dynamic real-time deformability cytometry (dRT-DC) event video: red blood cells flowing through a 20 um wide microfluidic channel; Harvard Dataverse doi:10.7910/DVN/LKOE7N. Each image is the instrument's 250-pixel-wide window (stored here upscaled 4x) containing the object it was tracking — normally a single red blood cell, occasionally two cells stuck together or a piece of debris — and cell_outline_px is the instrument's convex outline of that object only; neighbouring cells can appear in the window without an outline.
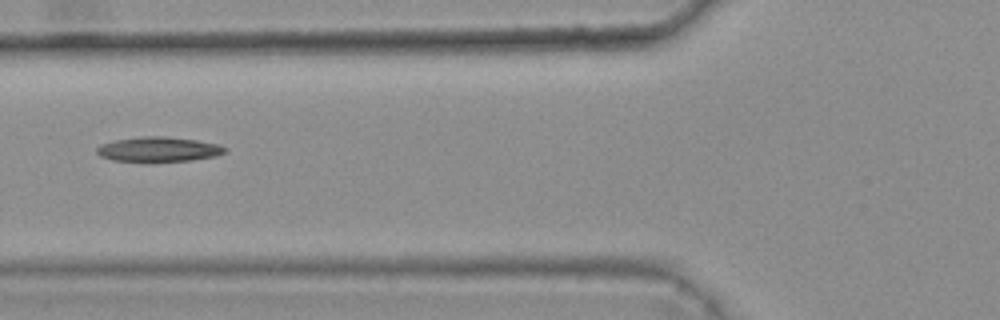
{"species": "common noctule bat (a hibernating species)", "species_latin": "Nyctalus noctula", "temperature_condition": "warm", "stored_images_in_passage": 4, "camera_frame_rate_fps": 3000, "um_per_image_px": 0.085, "animal": {"sex": "female", "body_mass_g": 25.1}, "frame": {"image": 1, "passage_image": 4, "time_ms": 1.0, "image_size_px": [1000, 320], "cell_outline_px": [[228, 148], [224, 152], [216, 156], [192, 160], [112, 160], [100, 156], [96, 152], [96, 148], [100, 144], [112, 140], [140, 136], [168, 136], [196, 140], [220, 144]], "centroid_in_image_um": [13.47, 12.66], "position_along_channel_um": 112.3, "area_um2": 18.32}}